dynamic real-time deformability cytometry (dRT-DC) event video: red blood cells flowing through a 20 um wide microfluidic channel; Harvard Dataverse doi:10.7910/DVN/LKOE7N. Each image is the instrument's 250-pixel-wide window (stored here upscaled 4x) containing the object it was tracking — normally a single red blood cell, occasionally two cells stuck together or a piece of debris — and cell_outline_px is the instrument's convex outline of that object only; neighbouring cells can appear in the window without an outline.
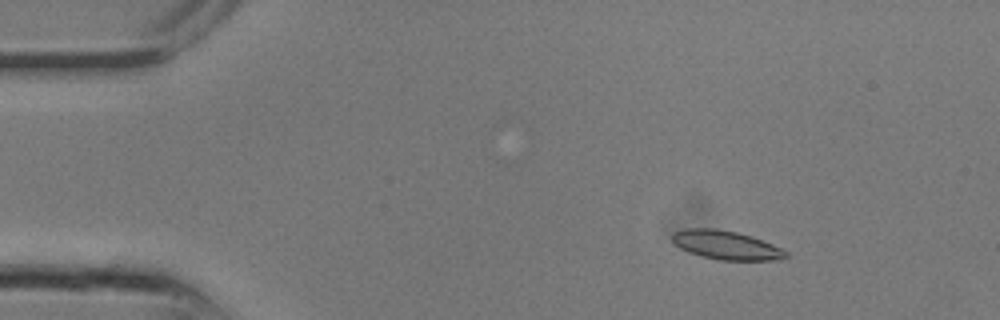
{"species": "common noctule bat (a hibernating species)", "species_latin": "Nyctalus noctula", "temperature_condition": "room temperature", "stored_images_in_passage": 12, "camera_frame_rate_fps": 3000, "um_per_image_px": 0.085, "animal": {"sex": "male", "body_mass_g": 13.3}, "frame": {"image": 1, "passage_image": 3, "time_ms": 0.667, "image_size_px": [1000, 320], "cell_outline_px": [[788, 256], [772, 260], [720, 260], [688, 252], [680, 248], [672, 240], [672, 232], [684, 228], [712, 228], [736, 232], [752, 236], [772, 244], [788, 252]], "centroid_in_image_um": [61.69, 20.82], "position_along_channel_um": 23.3, "area_um2": 18.9}}
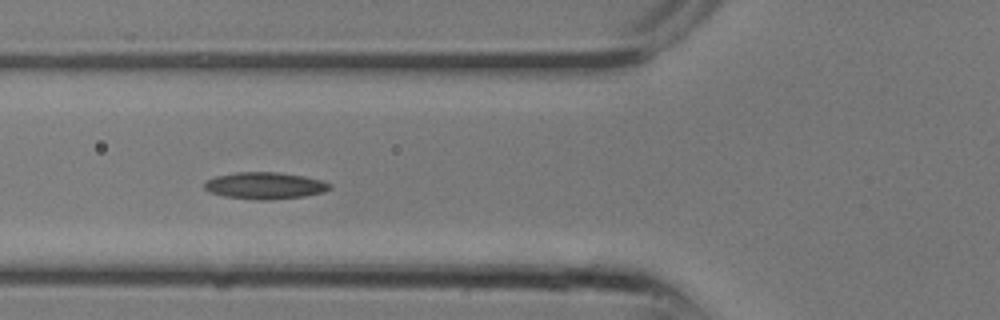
{"frame": {"image": 2, "passage_image": 9, "time_ms": 2.667, "image_size_px": [1000, 320], "cell_outline_px": [[332, 188], [324, 192], [304, 196], [272, 200], [256, 200], [224, 196], [208, 192], [204, 188], [204, 180], [216, 176], [236, 172], [280, 172], [304, 176], [320, 180], [332, 184]], "centroid_in_image_um": [22.5, 15.78], "position_along_channel_um": 103.3, "area_um2": 19.83}}
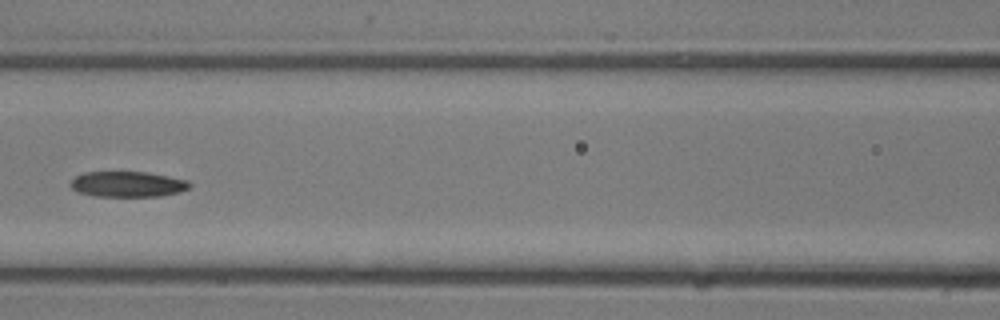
{"frame": {"image": 3, "passage_image": 11, "time_ms": 3.333, "image_size_px": [1000, 320], "cell_outline_px": [[192, 184], [188, 188], [180, 192], [160, 196], [92, 196], [76, 192], [68, 184], [76, 176], [84, 172], [148, 172], [188, 180]], "centroid_in_image_um": [10.83, 15.66], "position_along_channel_um": 155.8, "area_um2": 17.86}}